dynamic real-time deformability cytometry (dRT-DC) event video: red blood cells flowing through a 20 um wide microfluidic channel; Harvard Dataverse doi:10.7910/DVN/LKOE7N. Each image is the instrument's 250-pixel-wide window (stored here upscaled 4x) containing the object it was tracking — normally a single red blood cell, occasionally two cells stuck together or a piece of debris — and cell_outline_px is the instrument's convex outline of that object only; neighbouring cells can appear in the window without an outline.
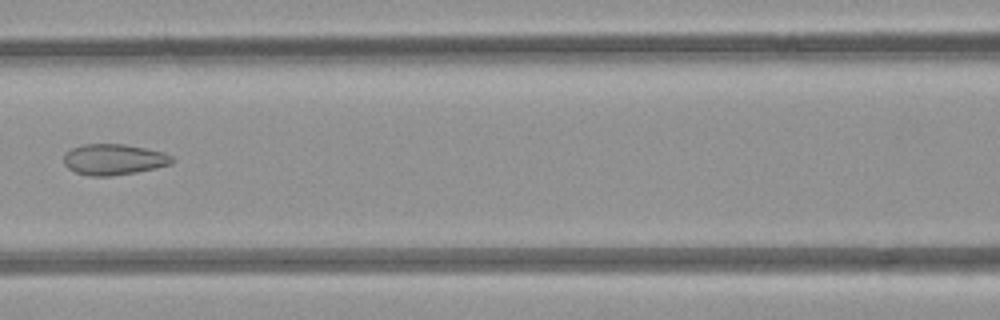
{"species": "common noctule bat (a hibernating species)", "species_latin": "Nyctalus noctula", "temperature_condition": "room temperature", "stored_images_in_passage": 4, "camera_frame_rate_fps": 3000, "um_per_image_px": 0.085, "animal": {"sex": "female", "body_mass_g": 21.9}, "frame": {"image": 1, "passage_image": 4, "time_ms": 3.333, "image_size_px": [1000, 320], "cell_outline_px": [[176, 160], [172, 164], [136, 172], [112, 176], [88, 176], [76, 172], [68, 168], [64, 164], [64, 156], [72, 148], [84, 144], [124, 144], [164, 152], [172, 156]], "centroid_in_image_um": [9.7, 13.56], "position_along_channel_um": 156.9, "area_um2": 19.48}}